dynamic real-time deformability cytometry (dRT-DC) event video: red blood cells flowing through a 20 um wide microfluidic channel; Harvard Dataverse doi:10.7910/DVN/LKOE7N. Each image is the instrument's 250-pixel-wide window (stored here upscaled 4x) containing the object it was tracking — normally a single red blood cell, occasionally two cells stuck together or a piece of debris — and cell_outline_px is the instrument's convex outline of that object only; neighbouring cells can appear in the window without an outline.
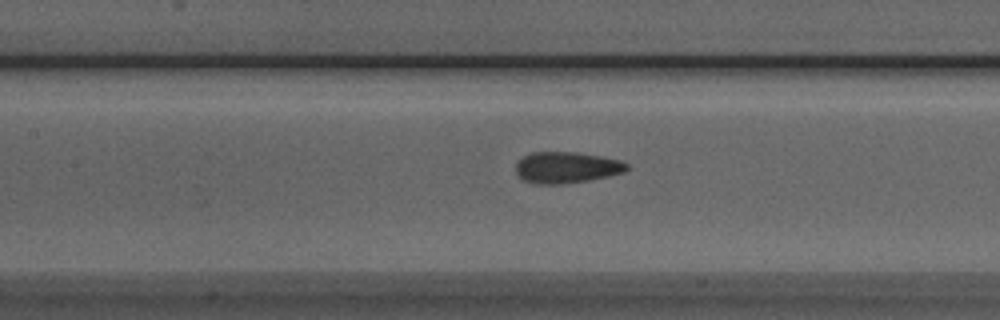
{"species": "Egyptian fruit bat (a non-hibernating species)", "species_latin": "Rousettus aegyptiacus", "temperature_condition": "room temperature", "stored_images_in_passage": 25, "camera_frame_rate_fps": 3000, "um_per_image_px": 0.085, "animal": {"sex": "male"}, "frame": {"image": 1, "passage_image": 13, "time_ms": 4.0, "image_size_px": [1000, 320], "cell_outline_px": [[632, 168], [624, 172], [608, 176], [588, 180], [560, 184], [536, 184], [524, 180], [516, 172], [516, 164], [524, 156], [532, 152], [576, 152], [600, 156], [620, 160], [628, 164]], "centroid_in_image_um": [48.19, 14.23], "position_along_channel_um": 159.2, "area_um2": 20.17}}
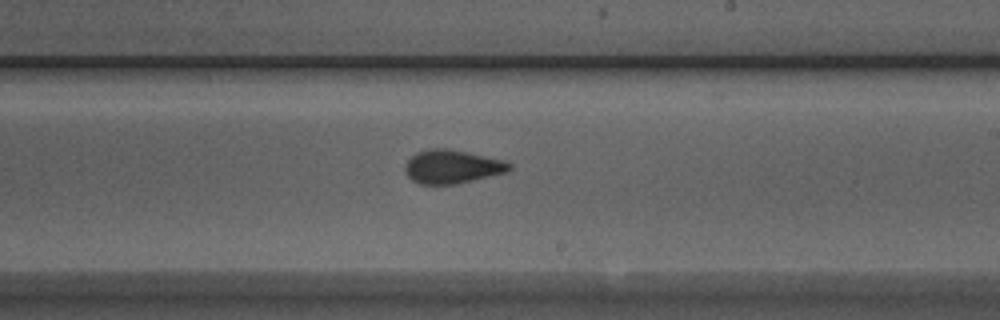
{"frame": {"image": 2, "passage_image": 20, "time_ms": 6.333, "image_size_px": [1000, 320], "cell_outline_px": [[512, 168], [504, 172], [472, 180], [452, 184], [420, 184], [412, 180], [404, 172], [404, 164], [416, 152], [428, 148], [448, 148], [468, 152], [504, 160], [512, 164]], "centroid_in_image_um": [38.38, 14.15], "position_along_channel_um": 250.6, "area_um2": 20.35}}
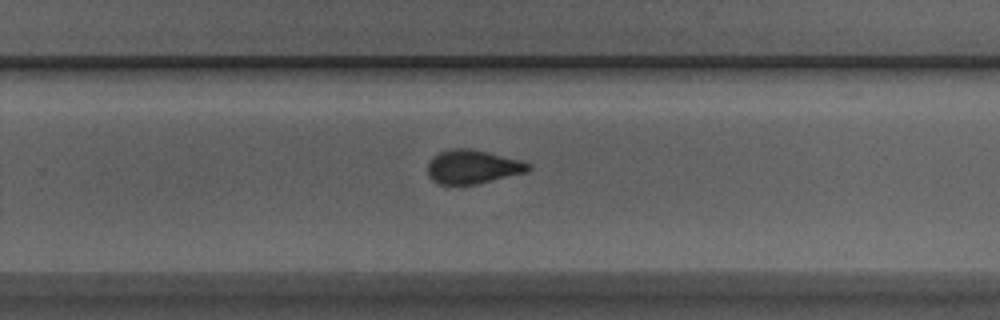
{"frame": {"image": 3, "passage_image": 23, "time_ms": 7.333, "image_size_px": [1000, 320], "cell_outline_px": [[532, 168], [528, 172], [476, 184], [440, 184], [432, 180], [428, 176], [428, 160], [432, 156], [440, 152], [452, 148], [472, 148], [520, 160], [532, 164]], "centroid_in_image_um": [40.18, 14.17], "position_along_channel_um": 289.6, "area_um2": 20.0}}